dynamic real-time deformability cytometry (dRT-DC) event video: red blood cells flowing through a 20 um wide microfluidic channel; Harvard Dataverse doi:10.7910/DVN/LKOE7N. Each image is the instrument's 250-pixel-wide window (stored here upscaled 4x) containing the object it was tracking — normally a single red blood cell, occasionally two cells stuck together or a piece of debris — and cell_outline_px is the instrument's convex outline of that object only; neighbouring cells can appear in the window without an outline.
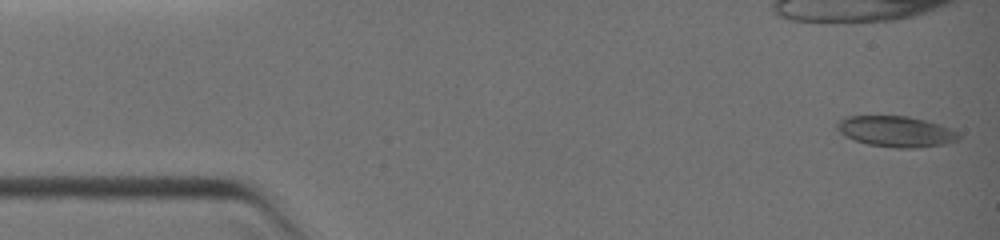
{"species": "common noctule bat (a hibernating species)", "species_latin": "Nyctalus noctula", "temperature_condition": "warm", "stored_images_in_passage": 12, "camera_frame_rate_fps": 3000, "um_per_image_px": 0.085, "animal": {"sex": "female", "body_mass_g": 19.0, "forearm_length_mm": 51.5}, "frame": {"image": 1, "passage_image": 1, "time_ms": 0.0, "image_size_px": [1000, 240], "cell_outline_px": [[960, 136], [956, 140], [944, 144], [916, 148], [892, 148], [868, 144], [856, 140], [840, 132], [836, 128], [836, 120], [848, 116], [908, 116], [940, 124], [952, 128]], "centroid_in_image_um": [76.15, 11.17], "position_along_channel_um": 8.8, "area_um2": 21.79}}
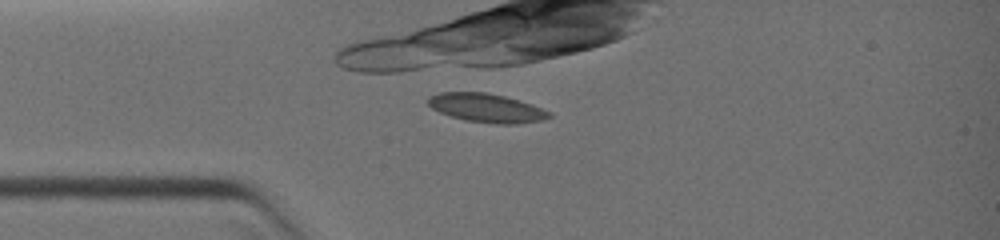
{"frame": {"image": 2, "passage_image": 7, "time_ms": 3.0, "image_size_px": [1000, 240], "cell_outline_px": [[552, 116], [540, 120], [516, 124], [496, 124], [468, 120], [452, 116], [440, 112], [432, 108], [428, 104], [428, 96], [440, 92], [488, 92], [504, 96], [532, 104], [552, 112]], "centroid_in_image_um": [41.37, 9.16], "position_along_channel_um": 43.6, "area_um2": 20.17}}